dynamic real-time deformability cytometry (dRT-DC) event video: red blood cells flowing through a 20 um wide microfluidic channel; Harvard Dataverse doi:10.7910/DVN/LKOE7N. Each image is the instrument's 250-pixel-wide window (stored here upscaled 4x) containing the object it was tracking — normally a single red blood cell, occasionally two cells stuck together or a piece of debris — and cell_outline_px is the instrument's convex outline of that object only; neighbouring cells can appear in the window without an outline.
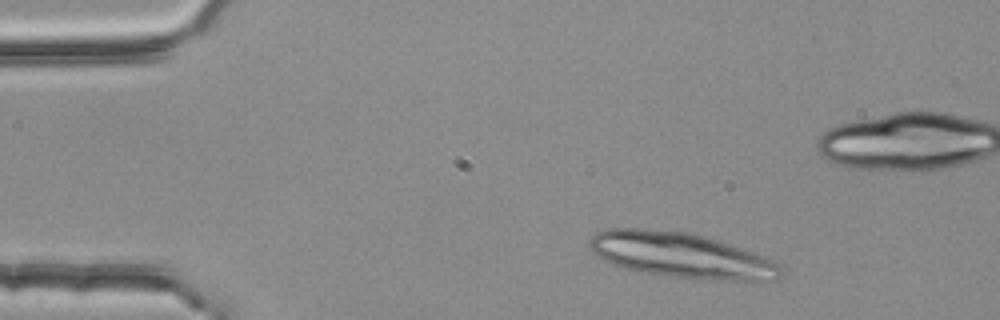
{"species": "common noctule bat (a hibernating species)", "species_latin": "Nyctalus noctula", "temperature_condition": "room temperature", "stored_images_in_passage": 3, "camera_frame_rate_fps": 3000, "um_per_image_px": 0.085, "animal": {"sex": "female", "body_mass_g": 25.1}, "frame": {"image": 1, "passage_image": 1, "time_ms": 0.0, "image_size_px": [1000, 320], "cell_outline_px": [[784, 276], [776, 280], [700, 280], [640, 272], [604, 260], [592, 252], [588, 248], [588, 244], [592, 236], [596, 232], [608, 228], [644, 228], [692, 232], [776, 260], [784, 268]], "centroid_in_image_um": [57.93, 21.7], "position_along_channel_um": 27.1, "area_um2": 50.81}}